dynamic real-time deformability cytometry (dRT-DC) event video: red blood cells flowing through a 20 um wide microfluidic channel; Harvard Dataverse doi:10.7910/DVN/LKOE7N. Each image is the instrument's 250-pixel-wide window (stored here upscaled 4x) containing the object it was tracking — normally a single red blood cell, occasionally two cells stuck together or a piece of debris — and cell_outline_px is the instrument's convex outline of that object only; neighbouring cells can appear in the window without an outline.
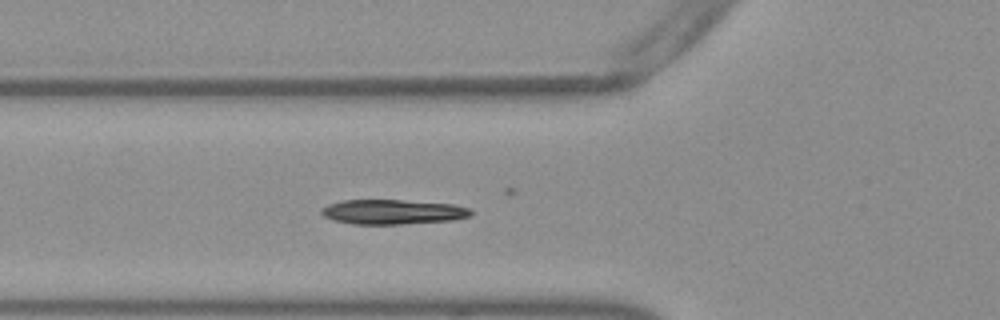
{"species": "Egyptian fruit bat (a non-hibernating species)", "species_latin": "Rousettus aegyptiacus", "temperature_condition": "warm", "stored_images_in_passage": 52, "camera_frame_rate_fps": 3000, "um_per_image_px": 0.085, "frame": {"image": 1, "passage_image": 17, "time_ms": 5.333, "image_size_px": [1000, 320], "cell_outline_px": [[472, 216], [452, 220], [400, 224], [352, 224], [332, 220], [324, 216], [320, 212], [320, 208], [328, 204], [340, 200], [404, 200], [456, 204], [472, 208]], "centroid_in_image_um": [33.39, 18.0], "position_along_channel_um": 92.4, "area_um2": 21.85}}
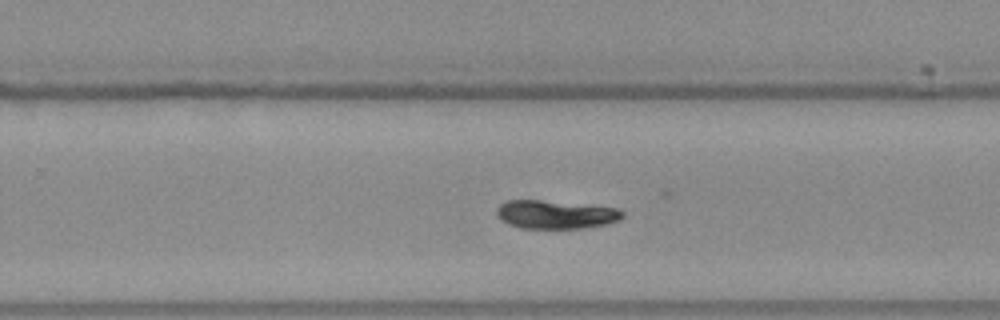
{"frame": {"image": 2, "passage_image": 32, "time_ms": 10.333, "image_size_px": [1000, 320], "cell_outline_px": [[624, 216], [620, 220], [608, 224], [584, 228], [520, 228], [508, 224], [500, 220], [496, 212], [496, 208], [500, 204], [508, 200], [540, 200], [616, 208], [624, 212]], "centroid_in_image_um": [47.21, 18.24], "position_along_channel_um": 282.6, "area_um2": 20.81}}
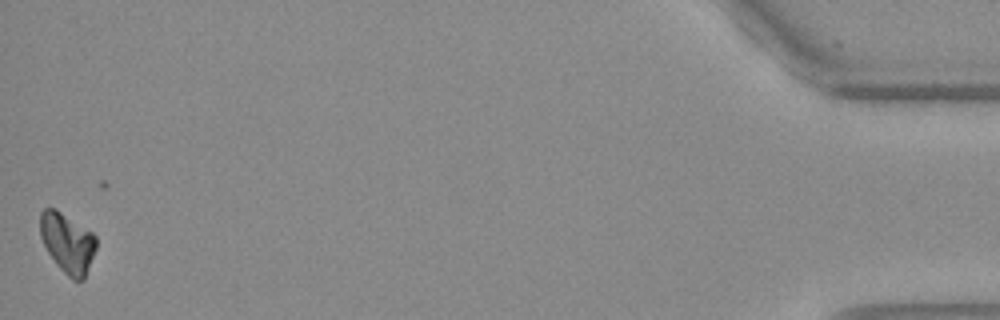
{"frame": {"image": 3, "passage_image": 51, "time_ms": 16.667, "image_size_px": [1000, 320], "cell_outline_px": [[96, 248], [84, 280], [72, 280], [56, 264], [48, 252], [40, 236], [40, 212], [44, 208], [56, 208], [92, 232], [96, 236]], "centroid_in_image_um": [5.73, 20.63], "position_along_channel_um": 429.5, "area_um2": 19.54}, "authors_computed_cell_mechanics": {"area_um2": 20.7502, "velocity_mm_per_s": 3.8027, "shape_relaxation_time_tau1_ms": 5.2858, "shape_relaxation_time_tau2_ms": null, "deformation_change_tau1": 0.1571, "deformation_change_tau2": null}}